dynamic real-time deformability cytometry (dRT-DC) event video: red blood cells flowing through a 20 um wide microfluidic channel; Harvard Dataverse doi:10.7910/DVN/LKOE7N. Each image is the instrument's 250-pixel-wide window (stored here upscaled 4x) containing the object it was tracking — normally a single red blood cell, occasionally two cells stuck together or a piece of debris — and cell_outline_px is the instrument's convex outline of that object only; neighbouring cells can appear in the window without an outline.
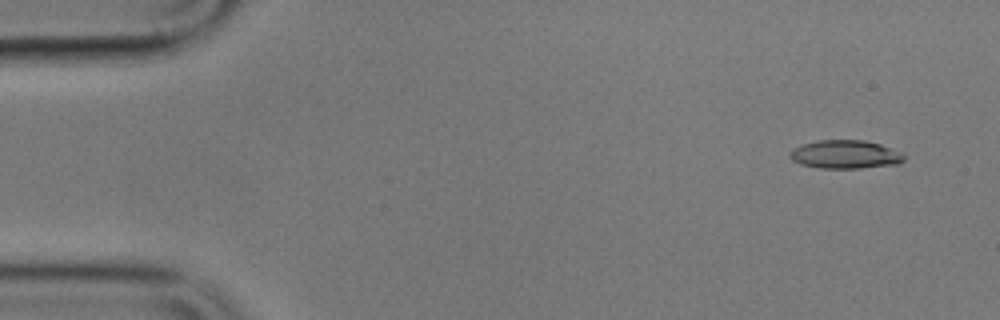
{"species": "common noctule bat (a hibernating species)", "species_latin": "Nyctalus noctula", "temperature_condition": "cold", "stored_images_in_passage": 6, "camera_frame_rate_fps": 3000, "um_per_image_px": 0.085, "animal": {"sex": "male", "body_mass_g": 17.9}, "frame": {"image": 1, "passage_image": 2, "time_ms": 1.0, "image_size_px": [1000, 320], "cell_outline_px": [[904, 160], [900, 164], [860, 168], [820, 168], [800, 164], [792, 160], [788, 156], [788, 152], [792, 148], [804, 144], [820, 140], [864, 140], [880, 144], [900, 152], [904, 156]], "centroid_in_image_um": [71.82, 13.13], "position_along_channel_um": 13.2, "area_um2": 18.96}}
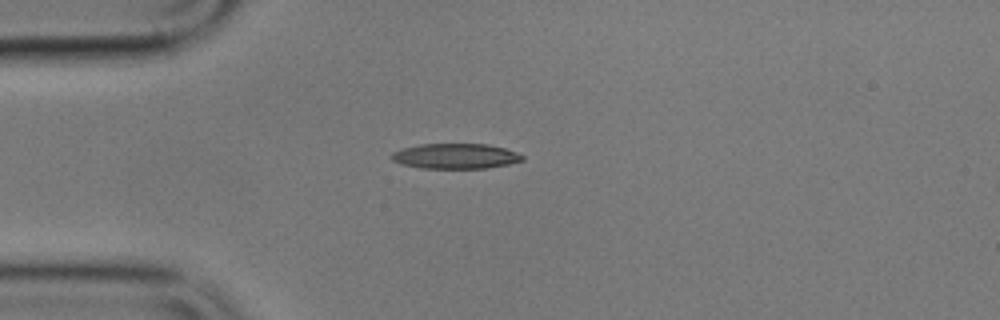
{"frame": {"image": 2, "passage_image": 5, "time_ms": 4.667, "image_size_px": [1000, 320], "cell_outline_px": [[524, 160], [508, 164], [484, 168], [420, 168], [400, 164], [392, 160], [392, 152], [400, 148], [420, 144], [488, 144], [504, 148], [516, 152], [524, 156]], "centroid_in_image_um": [38.69, 13.27], "position_along_channel_um": 46.3, "area_um2": 19.25}}